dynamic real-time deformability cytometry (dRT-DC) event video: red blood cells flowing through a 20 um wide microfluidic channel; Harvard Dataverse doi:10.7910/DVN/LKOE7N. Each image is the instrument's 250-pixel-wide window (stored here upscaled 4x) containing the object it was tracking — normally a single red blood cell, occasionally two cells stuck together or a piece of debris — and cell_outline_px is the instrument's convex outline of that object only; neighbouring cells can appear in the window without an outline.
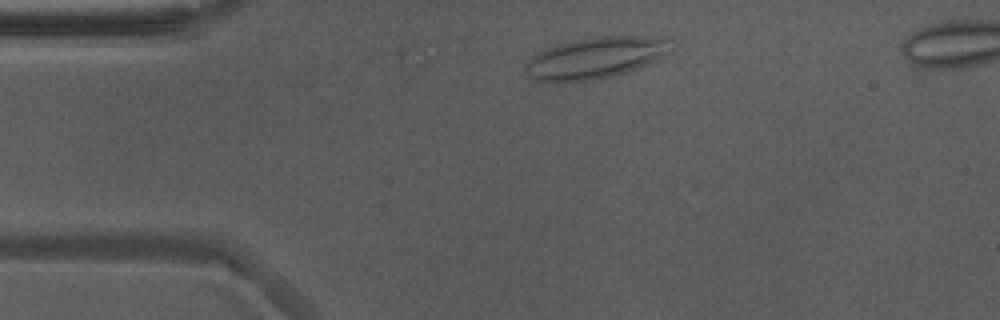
{"species": "Egyptian fruit bat (a non-hibernating species)", "species_latin": "Rousettus aegyptiacus", "temperature_condition": "warm", "stored_images_in_passage": 9, "camera_frame_rate_fps": 3000, "um_per_image_px": 0.085, "animal": {"sex": "male"}, "frame": {"image": 1, "passage_image": 1, "time_ms": 0.0, "image_size_px": [1000, 320], "cell_outline_px": [[676, 40], [664, 56], [656, 60], [636, 68], [624, 72], [596, 80], [564, 84], [556, 84], [536, 80], [524, 68], [524, 64], [528, 60], [544, 48], [576, 40], [596, 36], [672, 36]], "centroid_in_image_um": [50.65, 4.92], "position_along_channel_um": 34.3, "area_um2": 35.72}}